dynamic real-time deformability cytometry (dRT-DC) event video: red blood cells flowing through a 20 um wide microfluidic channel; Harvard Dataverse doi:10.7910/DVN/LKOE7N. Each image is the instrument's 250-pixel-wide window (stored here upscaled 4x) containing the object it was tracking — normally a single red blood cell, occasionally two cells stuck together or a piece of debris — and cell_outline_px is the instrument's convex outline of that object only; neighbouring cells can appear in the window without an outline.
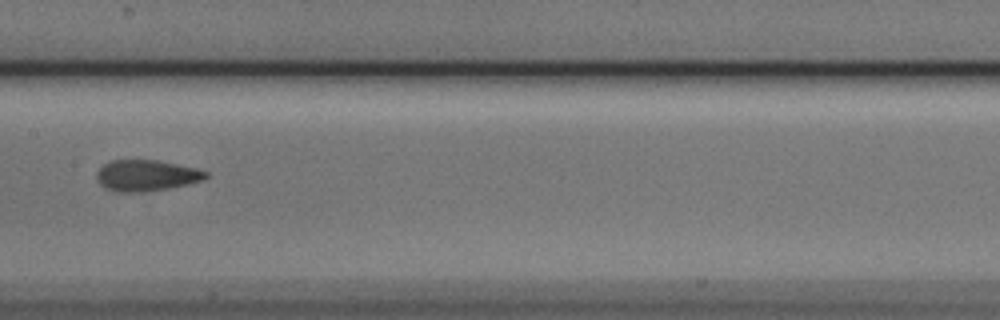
{"species": "Egyptian fruit bat (a non-hibernating species)", "species_latin": "Rousettus aegyptiacus", "temperature_condition": "cold", "stored_images_in_passage": 9, "camera_frame_rate_fps": 3000, "um_per_image_px": 0.085, "animal": {"sex": "male"}, "frame": {"image": 1, "passage_image": 6, "time_ms": 1.667, "image_size_px": [1000, 320], "cell_outline_px": [[208, 176], [204, 180], [188, 184], [168, 188], [136, 192], [116, 192], [100, 184], [96, 176], [96, 172], [104, 164], [112, 160], [156, 160], [196, 168], [208, 172]], "centroid_in_image_um": [12.45, 14.91], "position_along_channel_um": 195.0, "area_um2": 19.59}}
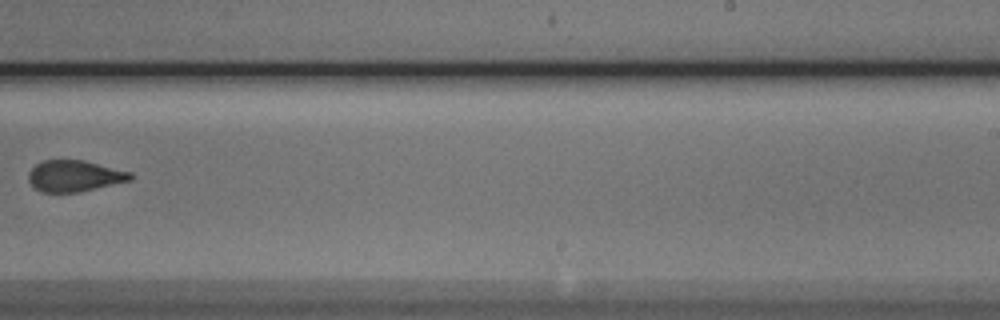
{"frame": {"image": 2, "passage_image": 8, "time_ms": 2.333, "image_size_px": [1000, 320], "cell_outline_px": [[132, 180], [80, 192], [40, 192], [32, 188], [28, 180], [28, 172], [36, 164], [44, 160], [84, 160], [132, 172]], "centroid_in_image_um": [6.31, 14.96], "position_along_channel_um": 282.7, "area_um2": 18.79}}
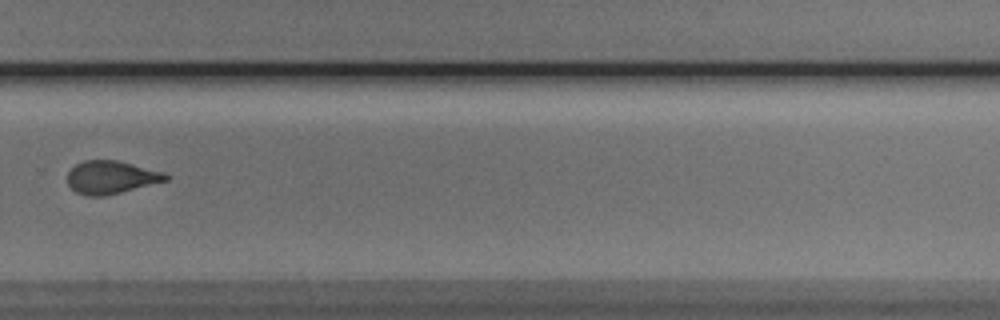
{"frame": {"image": 3, "passage_image": 9, "time_ms": 2.667, "image_size_px": [1000, 320], "cell_outline_px": [[168, 180], [104, 196], [84, 196], [76, 192], [68, 184], [68, 172], [76, 164], [84, 160], [116, 160], [164, 172], [168, 176]], "centroid_in_image_um": [9.41, 15.07], "position_along_channel_um": 320.4, "area_um2": 18.67}}